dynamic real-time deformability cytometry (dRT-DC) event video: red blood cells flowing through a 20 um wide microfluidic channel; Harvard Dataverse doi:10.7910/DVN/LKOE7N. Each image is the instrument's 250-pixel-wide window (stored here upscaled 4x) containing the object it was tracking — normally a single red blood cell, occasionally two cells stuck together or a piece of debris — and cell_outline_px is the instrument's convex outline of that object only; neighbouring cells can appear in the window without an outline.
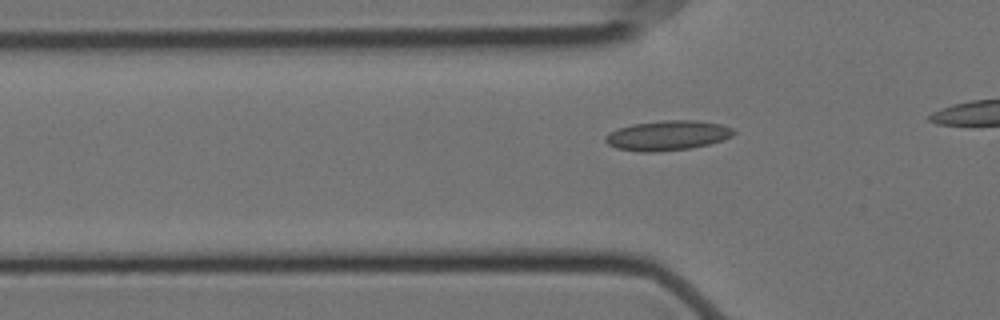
{"species": "Egyptian fruit bat (a non-hibernating species)", "species_latin": "Rousettus aegyptiacus", "temperature_condition": "cold", "stored_images_in_passage": 35, "camera_frame_rate_fps": 3000, "um_per_image_px": 0.085, "animal": {"sex": "female"}, "frame": {"image": 1, "passage_image": 8, "time_ms": 2.333, "image_size_px": [1000, 320], "cell_outline_px": [[736, 132], [732, 136], [708, 144], [692, 148], [656, 152], [640, 152], [616, 148], [608, 144], [604, 140], [604, 136], [608, 132], [632, 124], [660, 120], [696, 120], [720, 124], [732, 128]], "centroid_in_image_um": [56.7, 11.51], "position_along_channel_um": 69.1, "area_um2": 22.37}}
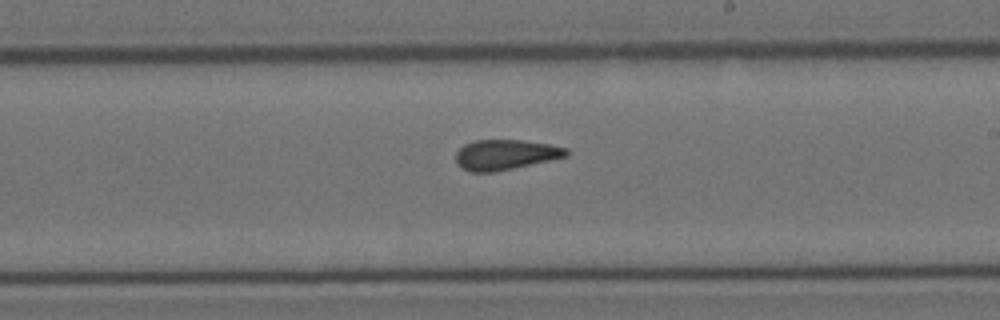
{"frame": {"image": 2, "passage_image": 23, "time_ms": 7.333, "image_size_px": [1000, 320], "cell_outline_px": [[568, 156], [496, 172], [472, 172], [460, 168], [456, 164], [456, 152], [464, 144], [476, 140], [520, 140], [548, 144], [568, 148]], "centroid_in_image_um": [42.93, 13.15], "position_along_channel_um": 246.1, "area_um2": 19.48}}
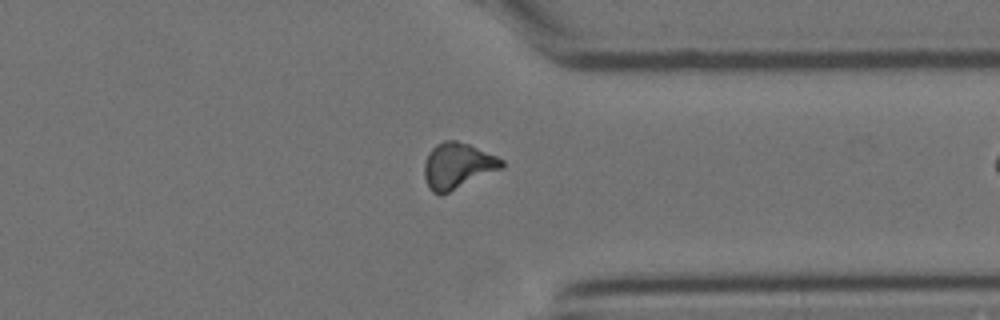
{"frame": {"image": 3, "passage_image": 34, "time_ms": 11.0, "image_size_px": [1000, 320], "cell_outline_px": [[504, 168], [440, 196], [432, 192], [428, 188], [424, 176], [424, 160], [428, 152], [436, 144], [444, 140], [456, 140], [468, 144], [496, 156], [504, 160]], "centroid_in_image_um": [38.87, 14.1], "position_along_channel_um": 372.5, "area_um2": 20.92}}